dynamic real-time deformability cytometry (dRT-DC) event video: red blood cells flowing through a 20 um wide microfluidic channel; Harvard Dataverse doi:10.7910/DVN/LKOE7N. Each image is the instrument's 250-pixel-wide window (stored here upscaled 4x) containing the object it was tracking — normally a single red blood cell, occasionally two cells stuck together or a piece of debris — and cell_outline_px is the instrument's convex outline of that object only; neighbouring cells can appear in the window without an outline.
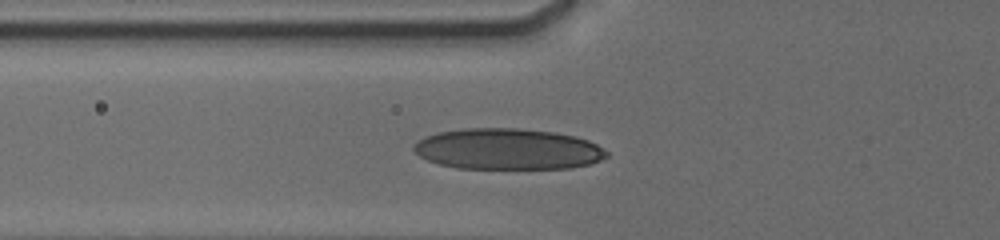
{"species": "human", "species_latin": "Homo sapiens", "temperature_condition": "cold", "stored_images_in_passage": 5, "camera_frame_rate_fps": 3000, "um_per_image_px": 0.085, "donor": {"sex": "male"}, "frame": {"image": 1, "passage_image": 2, "time_ms": 0.667, "image_size_px": [1000, 240], "cell_outline_px": [[608, 156], [592, 164], [568, 168], [456, 168], [440, 164], [428, 160], [420, 156], [412, 148], [416, 140], [424, 136], [440, 132], [464, 128], [516, 128], [556, 132], [576, 136], [588, 140], [604, 148], [608, 152]], "centroid_in_image_um": [43.17, 12.66], "position_along_channel_um": 82.6, "area_um2": 46.24}}
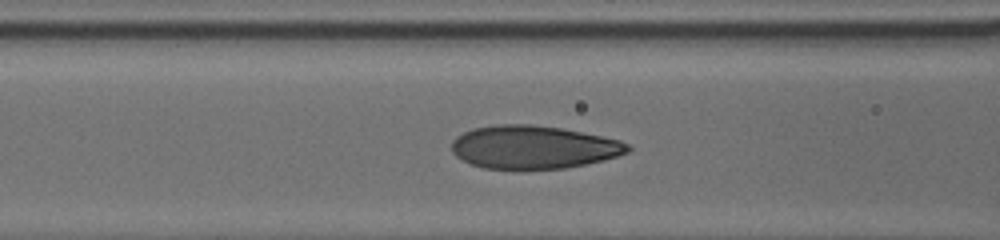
{"frame": {"image": 2, "passage_image": 5, "time_ms": 1.667, "image_size_px": [1000, 240], "cell_outline_px": [[632, 148], [628, 152], [604, 160], [564, 168], [484, 168], [472, 164], [456, 156], [452, 152], [452, 140], [456, 136], [472, 128], [496, 124], [532, 124], [560, 128], [620, 140], [628, 144]], "centroid_in_image_um": [45.32, 12.49], "position_along_channel_um": 121.3, "area_um2": 43.87}}